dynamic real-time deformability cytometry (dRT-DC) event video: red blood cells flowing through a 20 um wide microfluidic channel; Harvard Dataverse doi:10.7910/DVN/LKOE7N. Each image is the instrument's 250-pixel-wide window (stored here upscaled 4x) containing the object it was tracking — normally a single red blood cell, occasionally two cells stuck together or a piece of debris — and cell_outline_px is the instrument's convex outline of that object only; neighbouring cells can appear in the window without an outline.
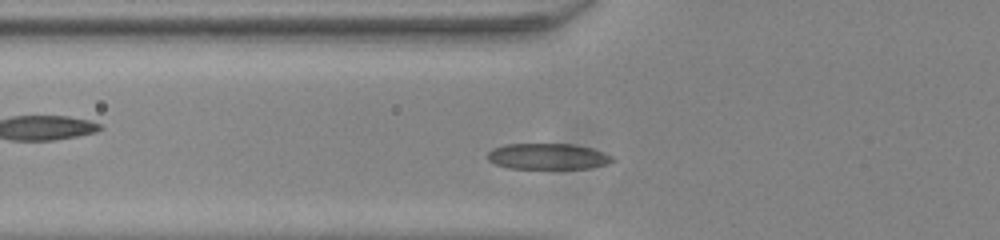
{"species": "common noctule bat (a hibernating species)", "species_latin": "Nyctalus noctula", "temperature_condition": "room temperature", "stored_images_in_passage": 36, "camera_frame_rate_fps": 3000, "um_per_image_px": 0.085, "animal": {"sex": "male", "body_mass_g": 20.0, "forearm_length_mm": 53.3}, "frame": {"image": 1, "passage_image": 7, "time_ms": 2.0, "image_size_px": [1000, 240], "cell_outline_px": [[616, 160], [608, 164], [588, 168], [508, 168], [496, 164], [488, 160], [488, 152], [492, 148], [504, 144], [576, 144], [592, 148], [612, 156]], "centroid_in_image_um": [46.57, 13.29], "position_along_channel_um": 79.2, "area_um2": 18.9}}
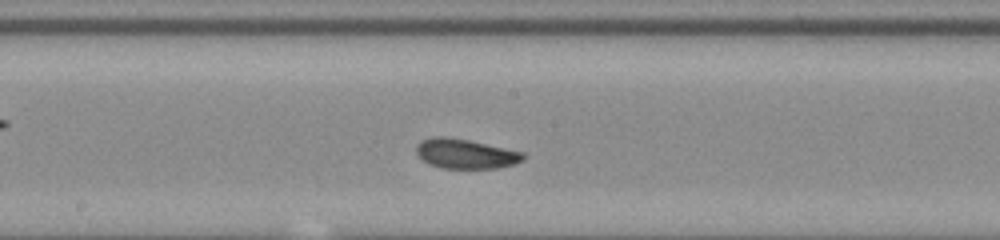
{"frame": {"image": 2, "passage_image": 17, "time_ms": 5.333, "image_size_px": [1000, 240], "cell_outline_px": [[524, 160], [516, 164], [496, 168], [440, 168], [428, 164], [416, 152], [416, 144], [420, 140], [432, 136], [444, 136], [468, 140], [524, 152]], "centroid_in_image_um": [39.55, 13.07], "position_along_channel_um": 208.6, "area_um2": 18.55}}
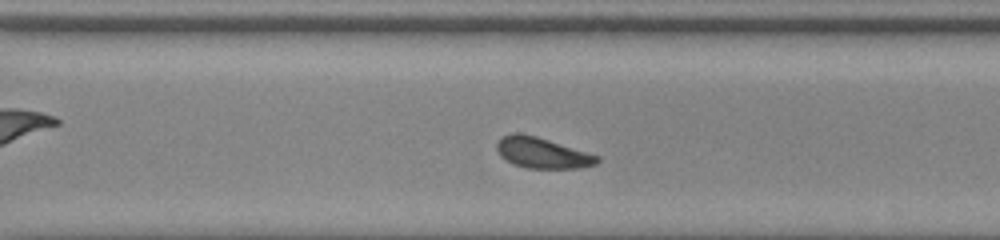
{"frame": {"image": 3, "passage_image": 26, "time_ms": 8.333, "image_size_px": [1000, 240], "cell_outline_px": [[600, 160], [596, 164], [580, 168], [528, 168], [516, 164], [500, 156], [496, 148], [496, 144], [504, 136], [512, 132], [520, 132], [536, 136], [600, 156]], "centroid_in_image_um": [46.1, 12.98], "position_along_channel_um": 324.5, "area_um2": 17.8}, "authors_computed_cell_mechanics": {"area_um2": 18.2648, "velocity_mm_per_s": 3.8729, "shape_relaxation_time_tau1_ms": 2.6538, "shape_relaxation_time_tau2_ms": 3.3511, "deformation_change_tau1": 0.1023, "deformation_change_tau2": 0.0862}}